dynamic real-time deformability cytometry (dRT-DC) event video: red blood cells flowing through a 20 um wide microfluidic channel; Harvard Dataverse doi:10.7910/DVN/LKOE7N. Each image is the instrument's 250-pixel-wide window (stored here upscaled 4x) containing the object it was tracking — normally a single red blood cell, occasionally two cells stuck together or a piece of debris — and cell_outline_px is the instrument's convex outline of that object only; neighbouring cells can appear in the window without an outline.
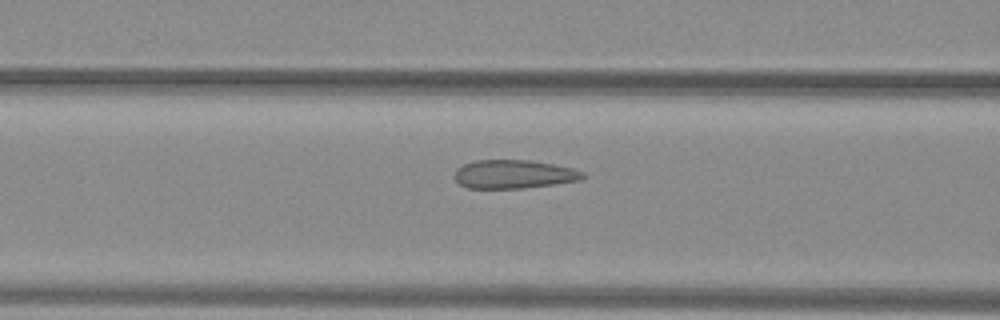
{"species": "common noctule bat (a hibernating species)", "species_latin": "Nyctalus noctula", "temperature_condition": "warm", "stored_images_in_passage": 33, "camera_frame_rate_fps": 3000, "um_per_image_px": 0.085, "animal": {"sex": "female", "body_mass_g": 29.2, "forearm_length_mm": 56.3}, "frame": {"image": 1, "passage_image": 10, "time_ms": 3.0, "image_size_px": [1000, 320], "cell_outline_px": [[588, 176], [580, 180], [556, 184], [524, 188], [468, 188], [460, 184], [452, 176], [456, 168], [464, 164], [476, 160], [528, 160], [552, 164], [572, 168], [584, 172]], "centroid_in_image_um": [43.67, 14.81], "position_along_channel_um": 122.9, "area_um2": 21.5}}
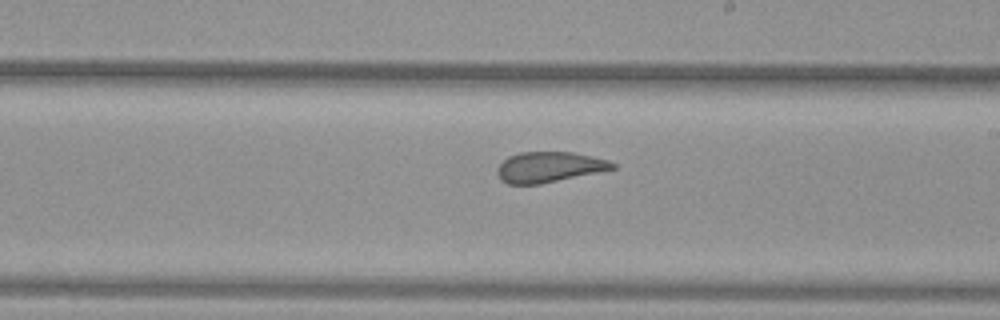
{"frame": {"image": 2, "passage_image": 19, "time_ms": 6.0, "image_size_px": [1000, 320], "cell_outline_px": [[616, 168], [540, 184], [508, 184], [500, 180], [496, 172], [496, 168], [508, 156], [520, 152], [572, 152], [592, 156], [608, 160], [616, 164]], "centroid_in_image_um": [46.64, 14.2], "position_along_channel_um": 242.4, "area_um2": 20.4}}
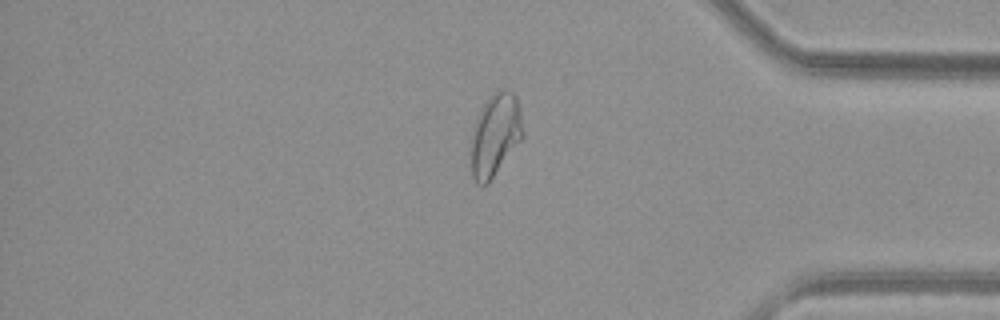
{"frame": {"image": 3, "passage_image": 32, "time_ms": 10.333, "image_size_px": [1000, 320], "cell_outline_px": [[524, 136], [488, 184], [484, 188], [476, 184], [472, 176], [472, 132], [480, 108], [488, 96], [496, 88], [508, 88], [516, 96], [520, 108]], "centroid_in_image_um": [42.1, 11.43], "position_along_channel_um": 393.1, "area_um2": 25.37}}